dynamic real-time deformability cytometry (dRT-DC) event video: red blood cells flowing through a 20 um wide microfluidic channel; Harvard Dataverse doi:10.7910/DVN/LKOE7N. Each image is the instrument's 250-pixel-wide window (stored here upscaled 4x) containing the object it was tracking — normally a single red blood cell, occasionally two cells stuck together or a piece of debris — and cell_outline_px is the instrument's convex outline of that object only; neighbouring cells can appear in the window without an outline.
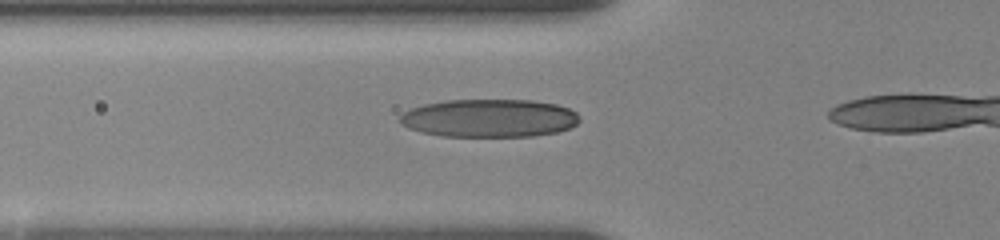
{"species": "human", "species_latin": "Homo sapiens", "temperature_condition": "room temperature", "stored_images_in_passage": 26, "camera_frame_rate_fps": 3000, "um_per_image_px": 0.085, "donor": {"sex": "female"}, "frame": {"image": 1, "passage_image": 11, "time_ms": 3.333, "image_size_px": [1000, 240], "cell_outline_px": [[580, 120], [576, 124], [568, 128], [556, 132], [532, 136], [440, 136], [420, 132], [408, 128], [400, 124], [400, 116], [404, 112], [412, 108], [424, 104], [444, 100], [532, 100], [556, 104], [568, 108], [576, 112], [580, 116]], "centroid_in_image_um": [41.57, 10.04], "position_along_channel_um": 84.2, "area_um2": 39.94}}
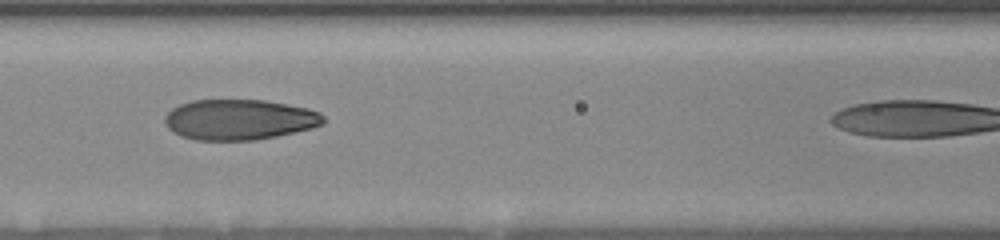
{"frame": {"image": 2, "passage_image": 16, "time_ms": 5.0, "image_size_px": [1000, 240], "cell_outline_px": [[324, 120], [320, 124], [312, 128], [296, 132], [276, 136], [252, 140], [196, 140], [180, 136], [168, 128], [164, 120], [164, 116], [172, 108], [180, 104], [192, 100], [264, 100], [308, 108], [320, 112], [324, 116]], "centroid_in_image_um": [20.32, 10.16], "position_along_channel_um": 146.3, "area_um2": 37.4}}
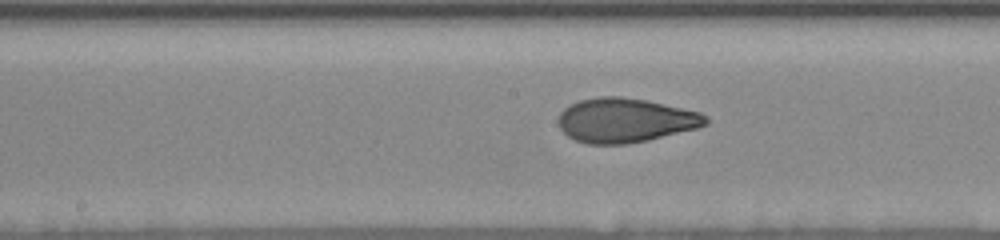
{"frame": {"image": 3, "passage_image": 22, "time_ms": 6.333, "image_size_px": [1000, 240], "cell_outline_px": [[708, 124], [696, 128], [648, 140], [628, 144], [588, 144], [576, 140], [568, 136], [560, 128], [560, 112], [564, 108], [580, 100], [600, 96], [620, 96], [648, 100], [700, 112], [708, 116]], "centroid_in_image_um": [53.17, 10.22], "position_along_channel_um": 195.0, "area_um2": 37.97}}